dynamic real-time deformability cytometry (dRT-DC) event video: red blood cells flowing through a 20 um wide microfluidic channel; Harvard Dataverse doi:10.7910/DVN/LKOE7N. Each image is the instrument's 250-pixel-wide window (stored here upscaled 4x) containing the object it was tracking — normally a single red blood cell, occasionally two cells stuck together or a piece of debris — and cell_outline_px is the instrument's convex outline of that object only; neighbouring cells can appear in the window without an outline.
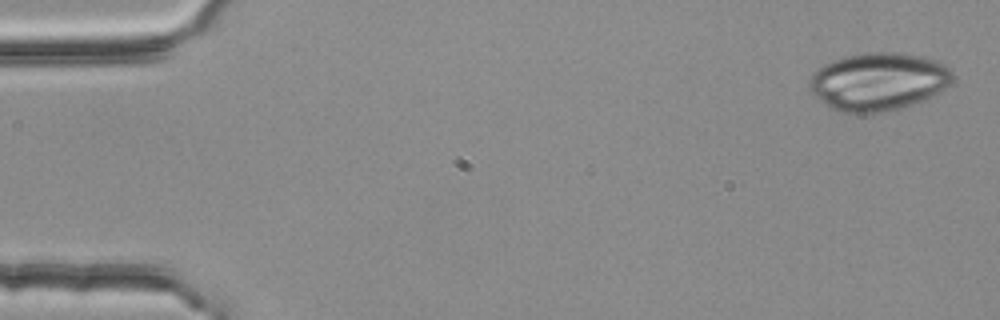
{"species": "common noctule bat (a hibernating species)", "species_latin": "Nyctalus noctula", "temperature_condition": "room temperature", "stored_images_in_passage": 5, "camera_frame_rate_fps": 3000, "um_per_image_px": 0.085, "animal": {"sex": "female", "body_mass_g": 25.1}, "frame": {"image": 1, "passage_image": 1, "time_ms": 0.0, "image_size_px": [1000, 320], "cell_outline_px": [[952, 80], [944, 88], [924, 100], [900, 108], [884, 112], [840, 112], [828, 108], [812, 96], [808, 88], [808, 80], [812, 72], [824, 64], [832, 60], [844, 56], [864, 52], [896, 52], [924, 56], [936, 60], [944, 64], [952, 72]], "centroid_in_image_um": [74.58, 6.92], "position_along_channel_um": 10.4, "area_um2": 48.78}}